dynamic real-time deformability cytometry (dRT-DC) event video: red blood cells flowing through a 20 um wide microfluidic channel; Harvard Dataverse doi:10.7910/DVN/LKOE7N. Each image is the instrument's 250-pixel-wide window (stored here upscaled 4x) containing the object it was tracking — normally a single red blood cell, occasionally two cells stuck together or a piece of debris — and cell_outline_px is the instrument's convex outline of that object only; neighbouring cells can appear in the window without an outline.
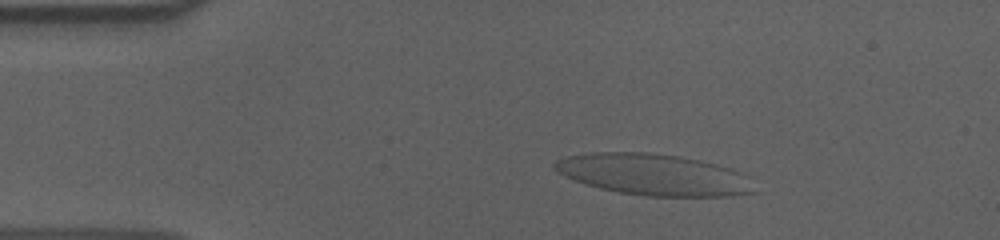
{"species": "human", "species_latin": "Homo sapiens", "temperature_condition": "cold", "stored_images_in_passage": 49, "camera_frame_rate_fps": 3000, "um_per_image_px": 0.085, "donor": {"sex": "male"}, "frame": {"image": 1, "passage_image": 1, "time_ms": 0.0, "image_size_px": [1000, 240], "cell_outline_px": [[756, 192], [732, 196], [644, 196], [620, 192], [600, 188], [564, 176], [556, 172], [552, 168], [552, 164], [556, 160], [568, 156], [592, 152], [644, 152], [680, 156], [700, 160], [716, 164], [740, 172], [748, 176]], "centroid_in_image_um": [55.55, 14.84], "position_along_channel_um": 29.4, "area_um2": 48.03}}
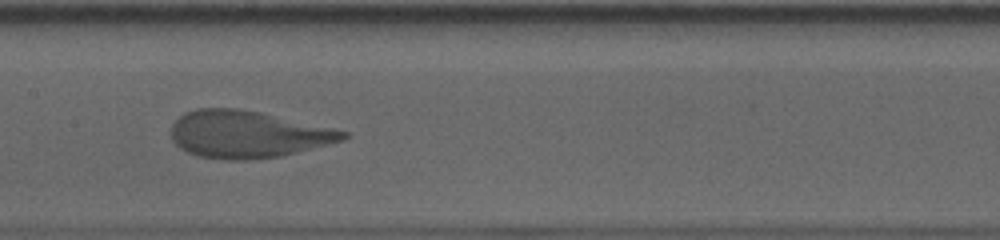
{"frame": {"image": 2, "passage_image": 19, "time_ms": 6.0, "image_size_px": [1000, 240], "cell_outline_px": [[348, 136], [344, 140], [280, 156], [248, 160], [224, 160], [196, 156], [180, 148], [172, 140], [172, 124], [184, 112], [196, 108], [236, 108], [260, 112], [348, 132]], "centroid_in_image_um": [20.98, 11.42], "position_along_channel_um": 186.4, "area_um2": 46.93}}
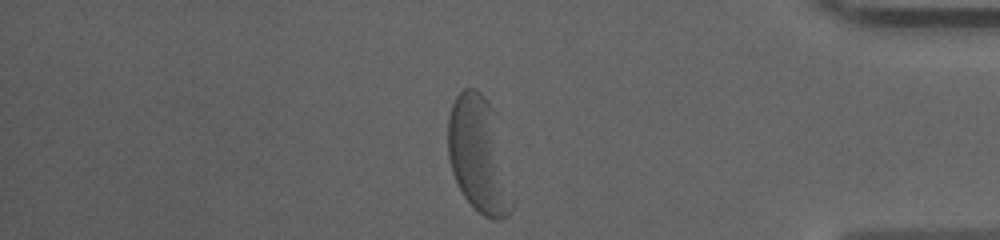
{"frame": {"image": 3, "passage_image": 39, "time_ms": 12.667, "image_size_px": [1000, 240], "cell_outline_px": [[512, 208], [508, 216], [500, 220], [492, 220], [484, 216], [464, 196], [452, 172], [448, 156], [448, 116], [452, 104], [456, 96], [464, 88], [476, 88], [488, 100], [496, 112], [512, 204]], "centroid_in_image_um": [40.67, 13.12], "position_along_channel_um": 394.5, "area_um2": 42.95}, "authors_computed_cell_mechanics": {"area_um2": 46.6446, "velocity_mm_per_s": 3.5454, "shape_relaxation_time_tau1_ms": 5.9367, "shape_relaxation_time_tau2_ms": null, "deformation_change_tau1": 0.2183, "deformation_change_tau2": null}}